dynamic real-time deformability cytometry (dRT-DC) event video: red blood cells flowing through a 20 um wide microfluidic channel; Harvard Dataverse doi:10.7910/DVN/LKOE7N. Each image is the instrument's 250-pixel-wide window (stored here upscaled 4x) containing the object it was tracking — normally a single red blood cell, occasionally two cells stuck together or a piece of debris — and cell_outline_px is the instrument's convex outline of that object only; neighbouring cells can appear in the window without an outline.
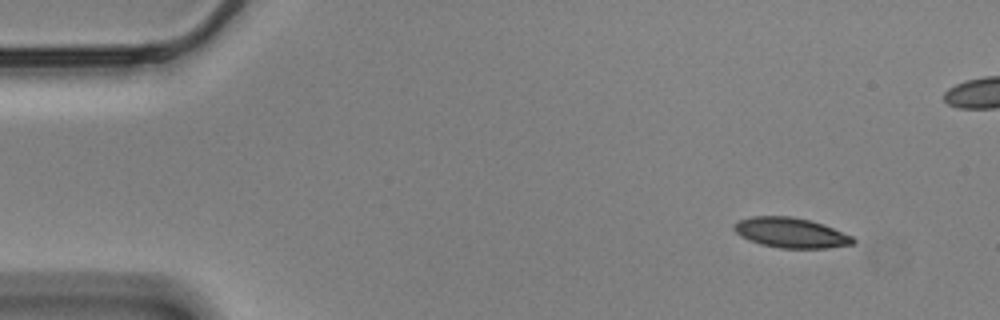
{"species": "Egyptian fruit bat (a non-hibernating species)", "species_latin": "Rousettus aegyptiacus", "temperature_condition": "cold", "stored_images_in_passage": 54, "camera_frame_rate_fps": 3000, "um_per_image_px": 0.085, "animal": {"sex": "male"}, "frame": {"image": 1, "passage_image": 1, "time_ms": 0.0, "image_size_px": [1000, 320], "cell_outline_px": [[856, 240], [852, 244], [828, 248], [780, 248], [760, 244], [748, 240], [740, 236], [732, 228], [732, 224], [740, 220], [752, 216], [788, 216], [808, 220], [824, 224], [852, 236]], "centroid_in_image_um": [67.19, 19.78], "position_along_channel_um": 17.8, "area_um2": 20.87}}
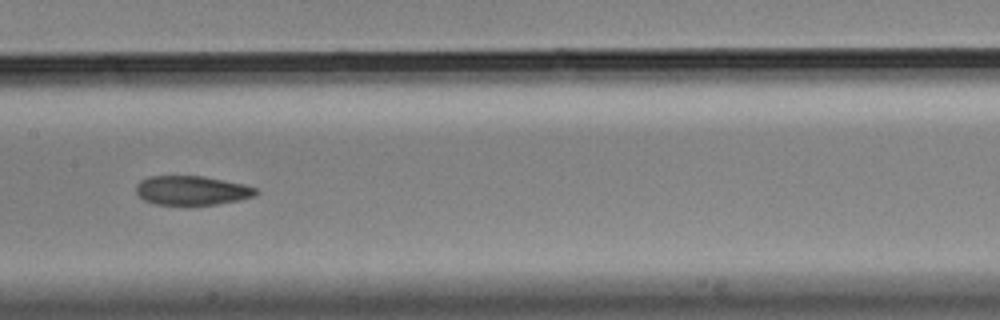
{"frame": {"image": 2, "passage_image": 24, "time_ms": 7.667, "image_size_px": [1000, 320], "cell_outline_px": [[260, 192], [256, 196], [216, 204], [188, 208], [184, 208], [156, 204], [144, 200], [136, 192], [136, 184], [140, 180], [148, 176], [200, 176], [244, 184], [256, 188]], "centroid_in_image_um": [16.28, 16.23], "position_along_channel_um": 191.1, "area_um2": 21.1}}
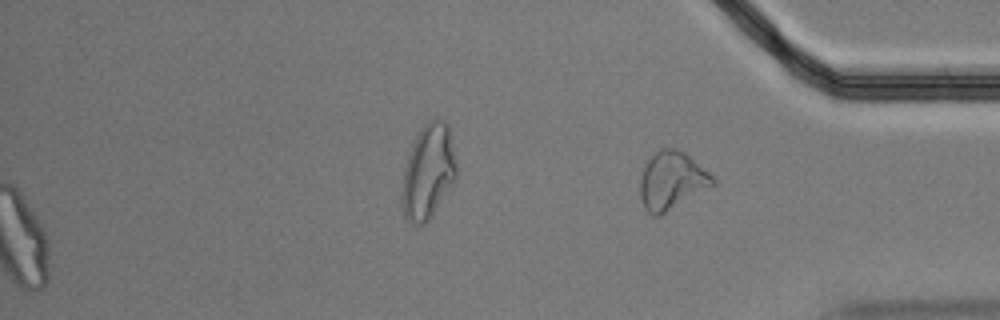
{"frame": {"image": 3, "passage_image": 54, "time_ms": 17.667, "image_size_px": [1000, 320], "cell_outline_px": [[716, 184], [660, 216], [652, 216], [644, 208], [640, 196], [640, 180], [644, 168], [648, 160], [660, 148], [676, 148], [684, 152], [708, 172], [716, 180]], "centroid_in_image_um": [57.09, 15.37], "position_along_channel_um": 378.1, "area_um2": 24.33}, "authors_computed_cell_mechanics": {"area_um2": 21.6172, "velocity_mm_per_s": 3.4575, "shape_relaxation_time_tau1_ms": 7.0039, "shape_relaxation_time_tau2_ms": 3.4288, "deformation_change_tau1": 0.1605, "deformation_change_tau2": 0.0859}}